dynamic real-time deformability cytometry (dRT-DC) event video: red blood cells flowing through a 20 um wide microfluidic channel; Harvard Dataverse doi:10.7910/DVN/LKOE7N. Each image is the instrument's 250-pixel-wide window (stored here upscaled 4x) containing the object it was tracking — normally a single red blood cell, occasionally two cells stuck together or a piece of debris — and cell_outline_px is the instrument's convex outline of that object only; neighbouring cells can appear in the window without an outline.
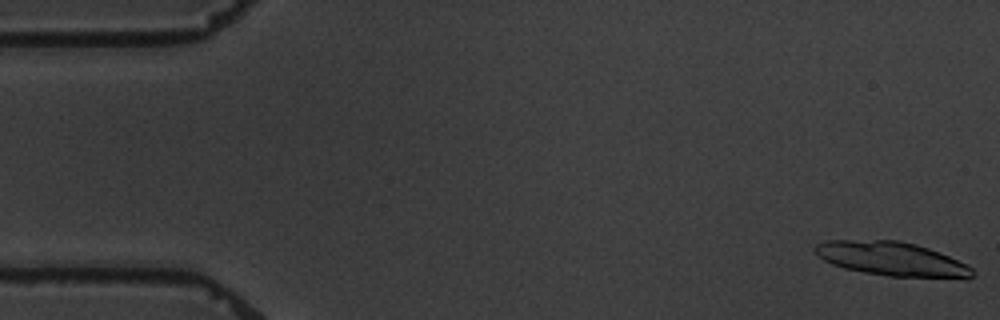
{"species": "common noctule bat (a hibernating species)", "species_latin": "Nyctalus noctula", "temperature_condition": "warm", "stored_images_in_passage": 7, "camera_frame_rate_fps": 3000, "um_per_image_px": 0.085, "animal": {"sex": "male", "body_mass_g": 19.5, "forearm_length_mm": 54.6}, "frame": {"image": 1, "passage_image": 1, "time_ms": 0.0, "image_size_px": [1000, 320], "cell_outline_px": [[972, 276], [968, 280], [888, 276], [864, 272], [844, 268], [832, 264], [824, 260], [812, 248], [816, 244], [828, 240], [900, 240], [916, 244], [928, 248], [948, 256], [972, 268]], "centroid_in_image_um": [75.83, 22.02], "position_along_channel_um": 9.2, "area_um2": 31.39}}
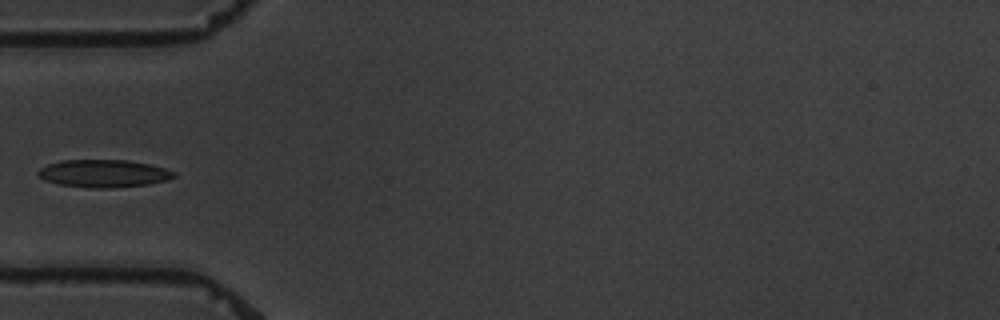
{"frame": {"image": 2, "passage_image": 6, "time_ms": 6.0, "image_size_px": [1000, 320], "cell_outline_px": [[176, 176], [168, 180], [148, 184], [108, 188], [88, 188], [60, 184], [44, 180], [36, 176], [36, 172], [40, 168], [48, 164], [64, 160], [128, 160], [152, 164], [176, 172]], "centroid_in_image_um": [8.81, 14.74], "position_along_channel_um": 76.2, "area_um2": 22.02}}
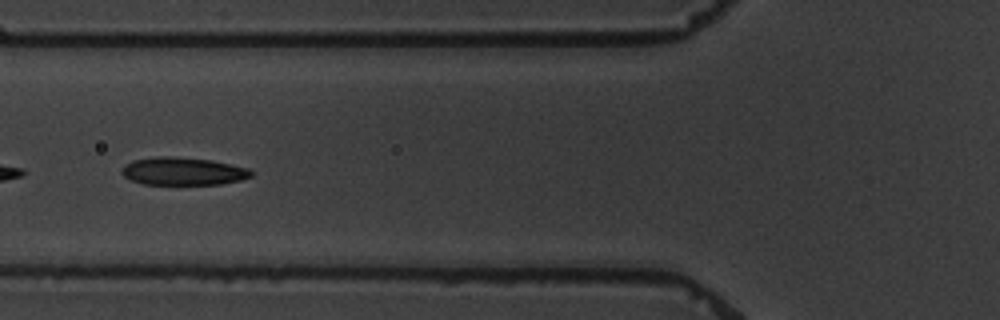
{"frame": {"image": 3, "passage_image": 7, "time_ms": 7.0, "image_size_px": [1000, 320], "cell_outline_px": [[252, 176], [240, 180], [220, 184], [144, 184], [132, 180], [124, 176], [120, 172], [124, 164], [132, 160], [156, 156], [172, 156], [212, 160], [232, 164], [248, 168], [252, 172]], "centroid_in_image_um": [15.54, 14.54], "position_along_channel_um": 110.3, "area_um2": 21.04}}